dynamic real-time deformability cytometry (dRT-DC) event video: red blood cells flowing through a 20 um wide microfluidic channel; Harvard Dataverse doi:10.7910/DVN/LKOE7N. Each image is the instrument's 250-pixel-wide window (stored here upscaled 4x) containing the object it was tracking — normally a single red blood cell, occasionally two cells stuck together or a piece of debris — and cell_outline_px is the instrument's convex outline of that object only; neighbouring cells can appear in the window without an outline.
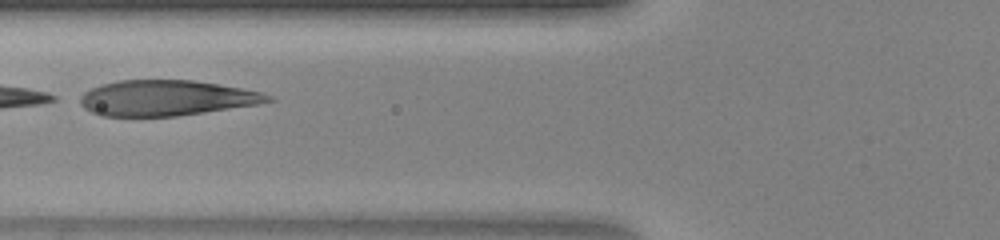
{"species": "human", "species_latin": "Homo sapiens", "temperature_condition": "warm", "stored_images_in_passage": 32, "camera_frame_rate_fps": 3000, "um_per_image_px": 0.085, "donor": {"sex": "female"}, "frame": {"image": 1, "passage_image": 11, "time_ms": 3.333, "image_size_px": [1000, 240], "cell_outline_px": [[276, 100], [260, 104], [176, 116], [100, 116], [84, 108], [80, 104], [80, 96], [84, 92], [100, 84], [116, 80], [192, 80], [220, 84], [264, 92], [272, 96]], "centroid_in_image_um": [14.16, 8.32], "position_along_channel_um": 111.6, "area_um2": 39.13}}
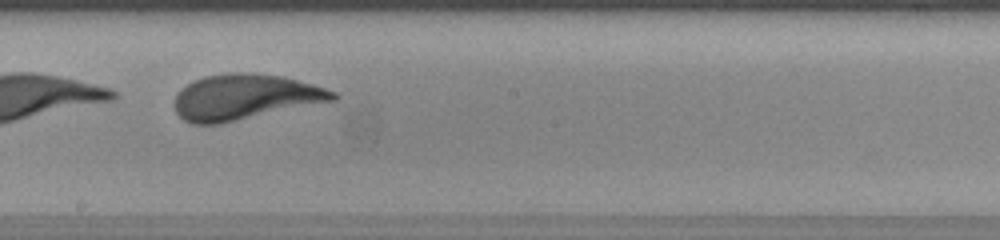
{"frame": {"image": 2, "passage_image": 19, "time_ms": 6.0, "image_size_px": [1000, 240], "cell_outline_px": [[336, 100], [220, 124], [192, 124], [184, 120], [176, 112], [172, 104], [176, 92], [180, 88], [192, 80], [204, 76], [224, 72], [252, 72], [284, 76], [312, 84], [336, 92]], "centroid_in_image_um": [20.74, 8.23], "position_along_channel_um": 227.5, "area_um2": 42.54}}
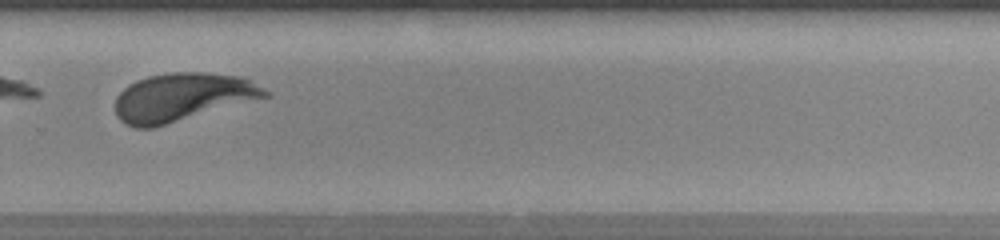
{"frame": {"image": 3, "passage_image": 25, "time_ms": 8.0, "image_size_px": [1000, 240], "cell_outline_px": [[272, 96], [152, 128], [136, 128], [124, 124], [116, 116], [116, 96], [128, 84], [136, 80], [148, 76], [172, 72], [200, 72], [240, 76], [272, 92]], "centroid_in_image_um": [15.5, 8.26], "position_along_channel_um": 314.3, "area_um2": 42.25}}